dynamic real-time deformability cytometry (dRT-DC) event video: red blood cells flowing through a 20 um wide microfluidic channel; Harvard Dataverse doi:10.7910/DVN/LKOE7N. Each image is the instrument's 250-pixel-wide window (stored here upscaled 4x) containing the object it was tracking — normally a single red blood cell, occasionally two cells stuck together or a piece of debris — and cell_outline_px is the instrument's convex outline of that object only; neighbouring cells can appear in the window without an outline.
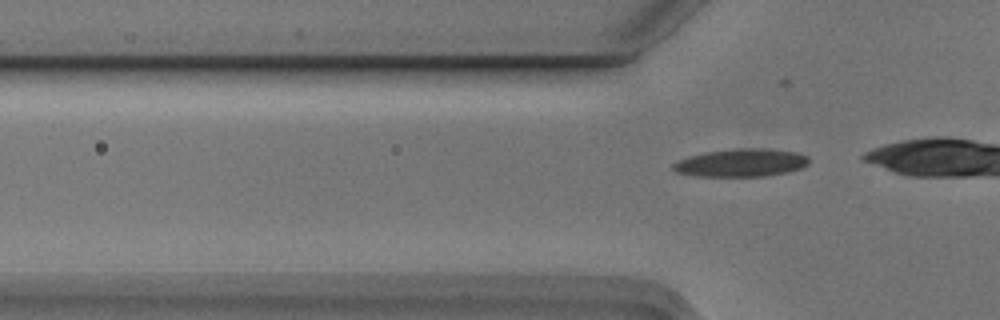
{"species": "Egyptian fruit bat (a non-hibernating species)", "species_latin": "Rousettus aegyptiacus", "temperature_condition": "cold", "stored_images_in_passage": 3, "camera_frame_rate_fps": 3000, "um_per_image_px": 0.085, "animal": {"sex": "male"}, "frame": {"image": 1, "passage_image": 3, "time_ms": 0.667, "image_size_px": [1000, 320], "cell_outline_px": [[808, 164], [800, 168], [788, 172], [764, 176], [696, 176], [676, 172], [672, 168], [672, 164], [680, 160], [692, 156], [708, 152], [744, 148], [760, 148], [796, 152], [808, 156]], "centroid_in_image_um": [63.02, 13.84], "position_along_channel_um": 62.8, "area_um2": 21.68}}